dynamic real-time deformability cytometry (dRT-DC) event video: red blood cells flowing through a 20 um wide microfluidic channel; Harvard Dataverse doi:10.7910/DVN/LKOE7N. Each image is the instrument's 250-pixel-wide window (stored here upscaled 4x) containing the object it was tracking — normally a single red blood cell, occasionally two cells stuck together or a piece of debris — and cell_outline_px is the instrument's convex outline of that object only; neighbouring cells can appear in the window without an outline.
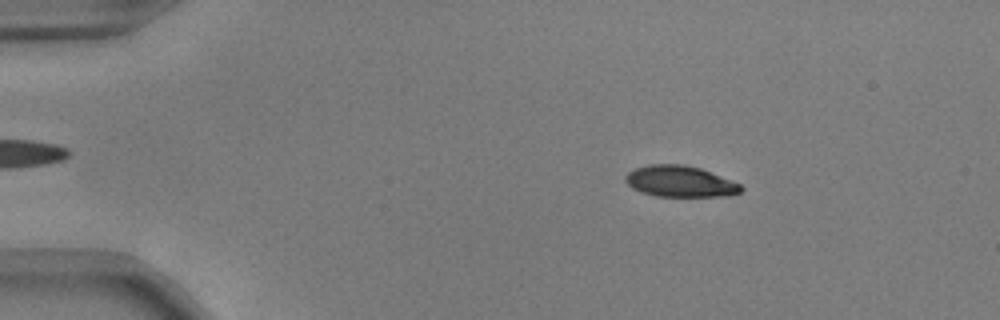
{"species": "common noctule bat (a hibernating species)", "species_latin": "Nyctalus noctula", "temperature_condition": "warm", "stored_images_in_passage": 54, "camera_frame_rate_fps": 3000, "um_per_image_px": 0.085, "animal": {"sex": "male", "body_mass_g": 17.9, "forearm_length_mm": 54.2}, "frame": {"image": 1, "passage_image": 9, "time_ms": 2.667, "image_size_px": [1000, 320], "cell_outline_px": [[744, 188], [740, 192], [728, 196], [656, 196], [640, 192], [632, 188], [624, 180], [624, 176], [628, 172], [636, 168], [648, 164], [684, 164], [700, 168], [740, 184]], "centroid_in_image_um": [57.77, 15.42], "position_along_channel_um": 27.2, "area_um2": 20.98}}
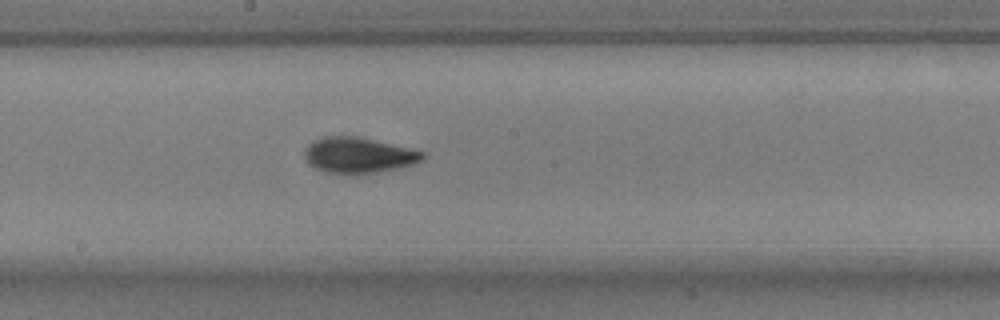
{"frame": {"image": 2, "passage_image": 30, "time_ms": 9.667, "image_size_px": [1000, 320], "cell_outline_px": [[424, 156], [420, 160], [412, 164], [396, 168], [376, 172], [324, 172], [308, 164], [304, 156], [304, 152], [308, 144], [324, 136], [360, 136], [424, 152]], "centroid_in_image_um": [30.42, 13.16], "position_along_channel_um": 217.8, "area_um2": 23.93}}
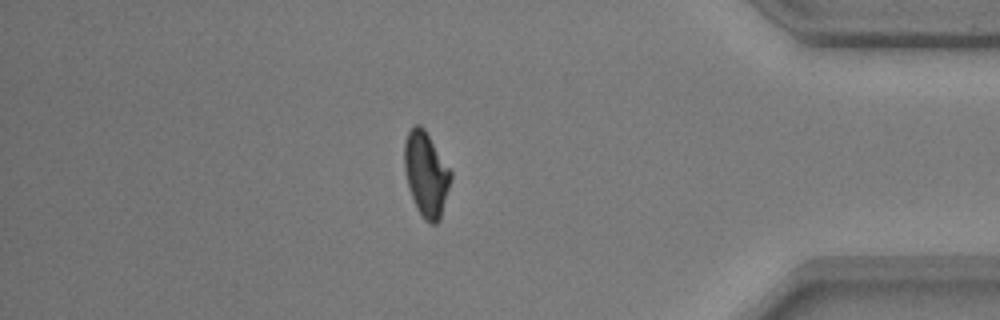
{"frame": {"image": 3, "passage_image": 47, "time_ms": 15.333, "image_size_px": [1000, 320], "cell_outline_px": [[452, 176], [440, 220], [436, 224], [432, 224], [424, 220], [416, 208], [408, 188], [404, 168], [404, 144], [408, 132], [416, 124], [420, 124], [424, 128], [452, 172]], "centroid_in_image_um": [36.21, 14.82], "position_along_channel_um": 399.0, "area_um2": 22.89}, "authors_computed_cell_mechanics": {"area_um2": 22.9755, "velocity_mm_per_s": 3.7407, "shape_relaxation_time_tau1_ms": 3.0781, "shape_relaxation_time_tau2_ms": 1.9104, "deformation_change_tau1": 0.1487, "deformation_change_tau2": 0.0727}}